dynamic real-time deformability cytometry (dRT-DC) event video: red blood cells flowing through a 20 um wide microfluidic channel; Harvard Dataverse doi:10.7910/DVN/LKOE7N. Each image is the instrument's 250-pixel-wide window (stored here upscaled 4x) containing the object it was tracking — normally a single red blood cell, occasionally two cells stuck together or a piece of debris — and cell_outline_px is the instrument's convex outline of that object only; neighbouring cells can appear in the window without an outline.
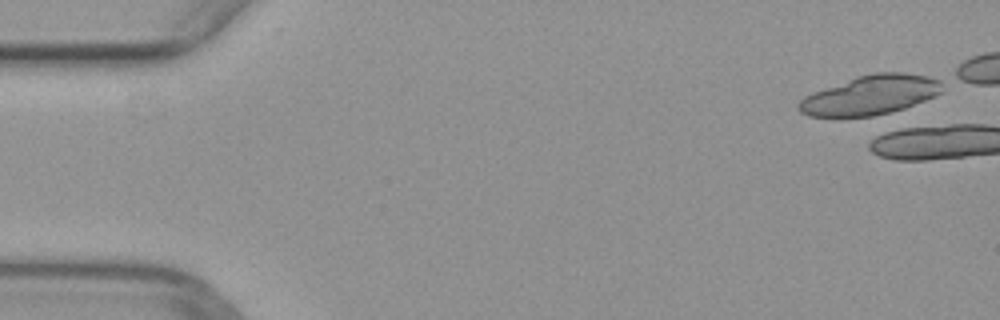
{"species": "common noctule bat (a hibernating species)", "species_latin": "Nyctalus noctula", "temperature_condition": "warm", "stored_images_in_passage": 2, "camera_frame_rate_fps": 3000, "um_per_image_px": 0.085, "animal": {"sex": "female", "body_mass_g": 29.2, "forearm_length_mm": 56.3}, "frame": {"image": 1, "passage_image": 1, "time_ms": 0.0, "image_size_px": [1000, 320], "cell_outline_px": [[940, 92], [936, 96], [904, 108], [872, 116], [840, 120], [808, 116], [800, 112], [796, 104], [804, 96], [812, 92], [856, 76], [876, 72], [908, 72], [928, 76], [940, 80]], "centroid_in_image_um": [73.88, 8.11], "position_along_channel_um": 11.1, "area_um2": 33.76}}